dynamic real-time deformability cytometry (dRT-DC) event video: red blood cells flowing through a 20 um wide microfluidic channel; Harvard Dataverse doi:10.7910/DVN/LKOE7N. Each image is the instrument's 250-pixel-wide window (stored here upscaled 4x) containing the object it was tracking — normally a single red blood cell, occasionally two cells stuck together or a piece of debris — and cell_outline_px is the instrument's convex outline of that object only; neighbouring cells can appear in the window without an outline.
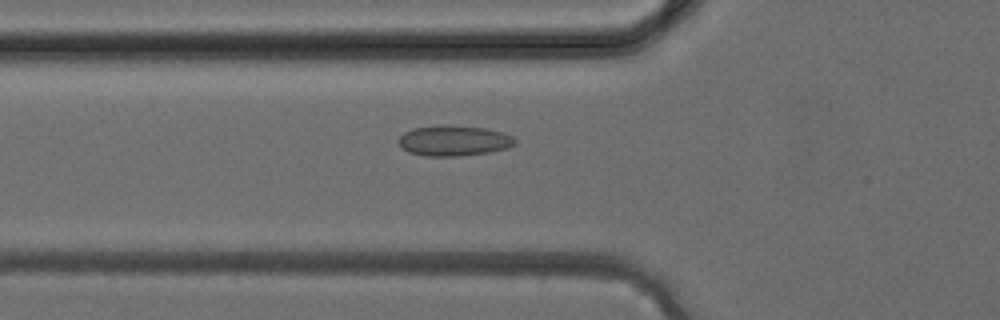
{"species": "common noctule bat (a hibernating species)", "species_latin": "Nyctalus noctula", "temperature_condition": "cold", "stored_images_in_passage": 39, "camera_frame_rate_fps": 3000, "um_per_image_px": 0.085, "animal": {"sex": "female", "body_mass_g": 24.6, "forearm_length_mm": 56.2}, "frame": {"image": 1, "passage_image": 14, "time_ms": 4.333, "image_size_px": [1000, 320], "cell_outline_px": [[516, 144], [508, 148], [488, 152], [456, 156], [424, 156], [408, 152], [400, 148], [396, 140], [404, 132], [412, 128], [444, 124], [484, 128], [500, 132], [512, 136], [516, 140]], "centroid_in_image_um": [38.51, 11.95], "position_along_channel_um": 87.3, "area_um2": 20.87}}
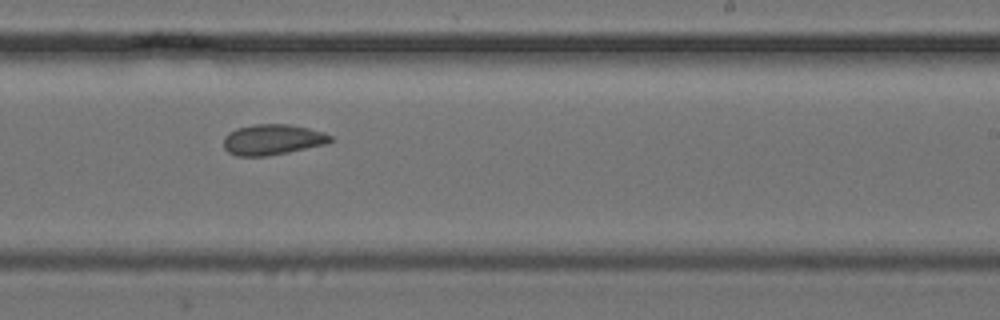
{"frame": {"image": 2, "passage_image": 24, "time_ms": 7.667, "image_size_px": [1000, 320], "cell_outline_px": [[332, 140], [328, 144], [288, 152], [264, 156], [236, 156], [228, 152], [224, 148], [224, 136], [228, 132], [236, 128], [256, 124], [288, 124], [308, 128], [324, 132], [332, 136]], "centroid_in_image_um": [23.16, 11.86], "position_along_channel_um": 265.8, "area_um2": 19.13}}
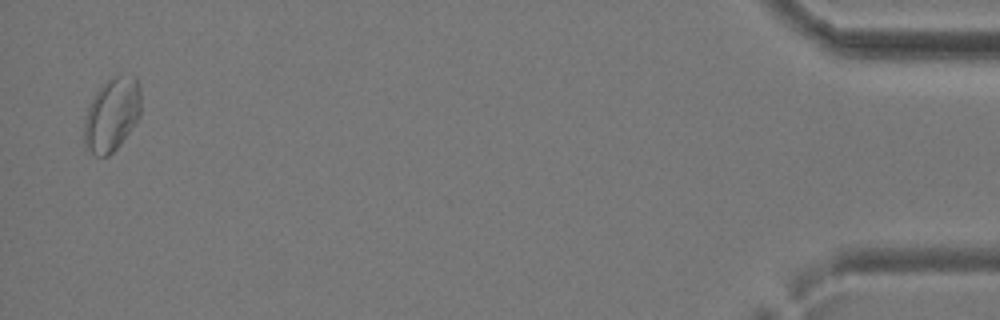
{"frame": {"image": 3, "passage_image": 38, "time_ms": 12.333, "image_size_px": [1000, 320], "cell_outline_px": [[140, 116], [120, 144], [108, 156], [96, 156], [84, 148], [84, 116], [96, 92], [108, 80], [116, 76], [136, 76], [140, 84]], "centroid_in_image_um": [9.5, 9.76], "position_along_channel_um": 425.7, "area_um2": 24.22}}